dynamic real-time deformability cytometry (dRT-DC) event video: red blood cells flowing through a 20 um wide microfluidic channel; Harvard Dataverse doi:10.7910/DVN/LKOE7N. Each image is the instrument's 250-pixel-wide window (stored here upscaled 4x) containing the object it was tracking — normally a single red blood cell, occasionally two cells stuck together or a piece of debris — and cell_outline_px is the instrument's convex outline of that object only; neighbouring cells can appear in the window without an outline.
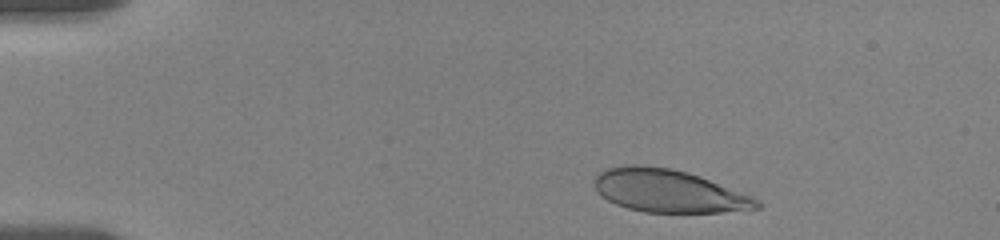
{"species": "human", "species_latin": "Homo sapiens", "temperature_condition": "room temperature", "stored_images_in_passage": 23, "camera_frame_rate_fps": 3000, "um_per_image_px": 0.085, "donor": {"sex": "female"}, "frame": {"image": 1, "passage_image": 2, "time_ms": 0.667, "image_size_px": [1000, 240], "cell_outline_px": [[764, 204], [760, 208], [720, 212], [644, 212], [628, 208], [616, 204], [608, 200], [596, 192], [596, 176], [600, 172], [608, 168], [624, 164], [640, 164], [672, 168], [688, 172], [700, 176], [752, 196], [760, 200]], "centroid_in_image_um": [56.85, 16.22], "position_along_channel_um": 28.2, "area_um2": 40.58}}
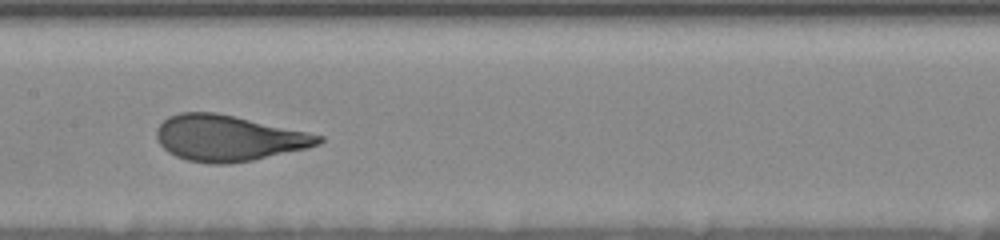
{"frame": {"image": 2, "passage_image": 13, "time_ms": 7.333, "image_size_px": [1000, 240], "cell_outline_px": [[324, 140], [320, 144], [308, 148], [252, 160], [228, 164], [212, 164], [188, 160], [176, 156], [168, 152], [160, 144], [156, 136], [156, 128], [168, 116], [180, 112], [216, 112], [236, 116], [324, 136]], "centroid_in_image_um": [19.4, 11.73], "position_along_channel_um": 188.0, "area_um2": 43.23}}
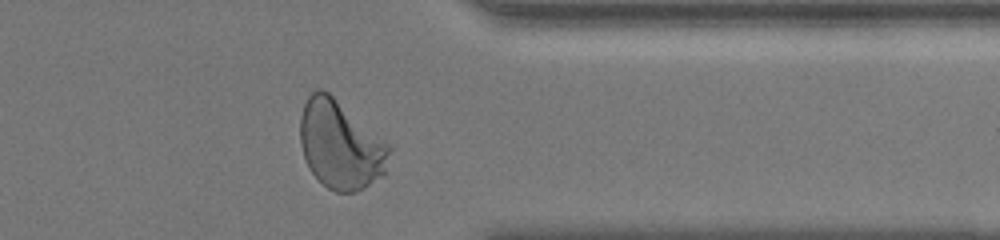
{"frame": {"image": 3, "passage_image": 22, "time_ms": 13.0, "image_size_px": [1000, 240], "cell_outline_px": [[392, 148], [384, 176], [364, 188], [356, 192], [336, 192], [328, 188], [308, 168], [300, 144], [300, 116], [304, 104], [308, 96], [316, 88], [324, 88], [388, 144]], "centroid_in_image_um": [28.93, 12.32], "position_along_channel_um": 382.5, "area_um2": 45.78}, "authors_computed_cell_mechanics": {"area_um2": 42.8876, "velocity_mm_per_s": 3.526, "shape_relaxation_time_tau1_ms": 3.985, "shape_relaxation_time_tau2_ms": null, "deformation_change_tau1": 0.1832, "deformation_change_tau2": null}}